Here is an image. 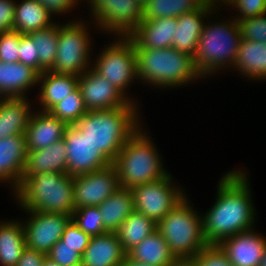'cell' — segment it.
Segmentation results:
<instances>
[{"label":"cell","instance_id":"obj_1","mask_svg":"<svg viewBox=\"0 0 266 266\" xmlns=\"http://www.w3.org/2000/svg\"><path fill=\"white\" fill-rule=\"evenodd\" d=\"M249 192L244 173L235 170L224 175L215 205L202 217L203 237L208 245H218L226 238L252 230L254 208Z\"/></svg>","mask_w":266,"mask_h":266},{"label":"cell","instance_id":"obj_2","mask_svg":"<svg viewBox=\"0 0 266 266\" xmlns=\"http://www.w3.org/2000/svg\"><path fill=\"white\" fill-rule=\"evenodd\" d=\"M136 106L88 111L75 126L112 163L138 130Z\"/></svg>","mask_w":266,"mask_h":266},{"label":"cell","instance_id":"obj_3","mask_svg":"<svg viewBox=\"0 0 266 266\" xmlns=\"http://www.w3.org/2000/svg\"><path fill=\"white\" fill-rule=\"evenodd\" d=\"M26 210L71 215L74 212L73 176L46 172L25 177L15 190Z\"/></svg>","mask_w":266,"mask_h":266},{"label":"cell","instance_id":"obj_4","mask_svg":"<svg viewBox=\"0 0 266 266\" xmlns=\"http://www.w3.org/2000/svg\"><path fill=\"white\" fill-rule=\"evenodd\" d=\"M138 129L123 145L114 165L121 188L132 189L167 176L151 141Z\"/></svg>","mask_w":266,"mask_h":266},{"label":"cell","instance_id":"obj_5","mask_svg":"<svg viewBox=\"0 0 266 266\" xmlns=\"http://www.w3.org/2000/svg\"><path fill=\"white\" fill-rule=\"evenodd\" d=\"M137 77L159 86H180L200 76L193 57L173 47L135 49Z\"/></svg>","mask_w":266,"mask_h":266},{"label":"cell","instance_id":"obj_6","mask_svg":"<svg viewBox=\"0 0 266 266\" xmlns=\"http://www.w3.org/2000/svg\"><path fill=\"white\" fill-rule=\"evenodd\" d=\"M157 230L178 261H190L208 244L203 237L202 218L184 197L162 220Z\"/></svg>","mask_w":266,"mask_h":266},{"label":"cell","instance_id":"obj_7","mask_svg":"<svg viewBox=\"0 0 266 266\" xmlns=\"http://www.w3.org/2000/svg\"><path fill=\"white\" fill-rule=\"evenodd\" d=\"M240 41L241 32L236 20L228 24L204 25L193 56V63L200 77L221 69L226 64L234 65Z\"/></svg>","mask_w":266,"mask_h":266},{"label":"cell","instance_id":"obj_8","mask_svg":"<svg viewBox=\"0 0 266 266\" xmlns=\"http://www.w3.org/2000/svg\"><path fill=\"white\" fill-rule=\"evenodd\" d=\"M89 38L82 23H67L59 27L56 60L50 71L79 76L87 69Z\"/></svg>","mask_w":266,"mask_h":266},{"label":"cell","instance_id":"obj_9","mask_svg":"<svg viewBox=\"0 0 266 266\" xmlns=\"http://www.w3.org/2000/svg\"><path fill=\"white\" fill-rule=\"evenodd\" d=\"M171 184L168 174L158 181L130 189L135 211L158 223L185 197L180 189L172 188Z\"/></svg>","mask_w":266,"mask_h":266},{"label":"cell","instance_id":"obj_10","mask_svg":"<svg viewBox=\"0 0 266 266\" xmlns=\"http://www.w3.org/2000/svg\"><path fill=\"white\" fill-rule=\"evenodd\" d=\"M121 40L102 52L93 70L124 94V89L137 77V66L133 42L128 37Z\"/></svg>","mask_w":266,"mask_h":266},{"label":"cell","instance_id":"obj_11","mask_svg":"<svg viewBox=\"0 0 266 266\" xmlns=\"http://www.w3.org/2000/svg\"><path fill=\"white\" fill-rule=\"evenodd\" d=\"M93 16L104 30L127 37L143 20L137 0H89Z\"/></svg>","mask_w":266,"mask_h":266},{"label":"cell","instance_id":"obj_12","mask_svg":"<svg viewBox=\"0 0 266 266\" xmlns=\"http://www.w3.org/2000/svg\"><path fill=\"white\" fill-rule=\"evenodd\" d=\"M120 188L112 163L94 172L73 176L74 208L99 206Z\"/></svg>","mask_w":266,"mask_h":266},{"label":"cell","instance_id":"obj_13","mask_svg":"<svg viewBox=\"0 0 266 266\" xmlns=\"http://www.w3.org/2000/svg\"><path fill=\"white\" fill-rule=\"evenodd\" d=\"M63 139L66 144L69 176L91 173L111 164L75 125L67 127Z\"/></svg>","mask_w":266,"mask_h":266},{"label":"cell","instance_id":"obj_14","mask_svg":"<svg viewBox=\"0 0 266 266\" xmlns=\"http://www.w3.org/2000/svg\"><path fill=\"white\" fill-rule=\"evenodd\" d=\"M26 211L32 214L31 219L23 226L26 247L47 255L53 245L61 240L72 216L35 210Z\"/></svg>","mask_w":266,"mask_h":266},{"label":"cell","instance_id":"obj_15","mask_svg":"<svg viewBox=\"0 0 266 266\" xmlns=\"http://www.w3.org/2000/svg\"><path fill=\"white\" fill-rule=\"evenodd\" d=\"M78 87L88 111L135 106L134 102L126 99L119 89L95 72L93 68L79 75Z\"/></svg>","mask_w":266,"mask_h":266},{"label":"cell","instance_id":"obj_16","mask_svg":"<svg viewBox=\"0 0 266 266\" xmlns=\"http://www.w3.org/2000/svg\"><path fill=\"white\" fill-rule=\"evenodd\" d=\"M218 246L234 266H259L266 240L248 230L222 240Z\"/></svg>","mask_w":266,"mask_h":266},{"label":"cell","instance_id":"obj_17","mask_svg":"<svg viewBox=\"0 0 266 266\" xmlns=\"http://www.w3.org/2000/svg\"><path fill=\"white\" fill-rule=\"evenodd\" d=\"M177 18L143 19L127 36L135 49H162L172 47Z\"/></svg>","mask_w":266,"mask_h":266},{"label":"cell","instance_id":"obj_18","mask_svg":"<svg viewBox=\"0 0 266 266\" xmlns=\"http://www.w3.org/2000/svg\"><path fill=\"white\" fill-rule=\"evenodd\" d=\"M69 125L57 119L49 111L31 114L25 131L27 151L40 150L60 141Z\"/></svg>","mask_w":266,"mask_h":266},{"label":"cell","instance_id":"obj_19","mask_svg":"<svg viewBox=\"0 0 266 266\" xmlns=\"http://www.w3.org/2000/svg\"><path fill=\"white\" fill-rule=\"evenodd\" d=\"M126 255L117 233L106 232L91 237L81 256V266H119Z\"/></svg>","mask_w":266,"mask_h":266},{"label":"cell","instance_id":"obj_20","mask_svg":"<svg viewBox=\"0 0 266 266\" xmlns=\"http://www.w3.org/2000/svg\"><path fill=\"white\" fill-rule=\"evenodd\" d=\"M213 7L206 1L199 9L180 15L177 18L172 47L194 56L203 30V17L211 13Z\"/></svg>","mask_w":266,"mask_h":266},{"label":"cell","instance_id":"obj_21","mask_svg":"<svg viewBox=\"0 0 266 266\" xmlns=\"http://www.w3.org/2000/svg\"><path fill=\"white\" fill-rule=\"evenodd\" d=\"M27 154L25 134L0 139V180L11 179L16 189L22 181Z\"/></svg>","mask_w":266,"mask_h":266},{"label":"cell","instance_id":"obj_22","mask_svg":"<svg viewBox=\"0 0 266 266\" xmlns=\"http://www.w3.org/2000/svg\"><path fill=\"white\" fill-rule=\"evenodd\" d=\"M46 172L67 173V153L64 139L46 148L28 152L22 180L32 174Z\"/></svg>","mask_w":266,"mask_h":266},{"label":"cell","instance_id":"obj_23","mask_svg":"<svg viewBox=\"0 0 266 266\" xmlns=\"http://www.w3.org/2000/svg\"><path fill=\"white\" fill-rule=\"evenodd\" d=\"M38 80L39 73L30 66L0 61V98H24V91Z\"/></svg>","mask_w":266,"mask_h":266},{"label":"cell","instance_id":"obj_24","mask_svg":"<svg viewBox=\"0 0 266 266\" xmlns=\"http://www.w3.org/2000/svg\"><path fill=\"white\" fill-rule=\"evenodd\" d=\"M25 98L0 99V139L25 133L31 117Z\"/></svg>","mask_w":266,"mask_h":266},{"label":"cell","instance_id":"obj_25","mask_svg":"<svg viewBox=\"0 0 266 266\" xmlns=\"http://www.w3.org/2000/svg\"><path fill=\"white\" fill-rule=\"evenodd\" d=\"M127 255L135 261L154 266H175L179 262L158 230L144 238Z\"/></svg>","mask_w":266,"mask_h":266},{"label":"cell","instance_id":"obj_26","mask_svg":"<svg viewBox=\"0 0 266 266\" xmlns=\"http://www.w3.org/2000/svg\"><path fill=\"white\" fill-rule=\"evenodd\" d=\"M104 228L116 233L126 218L135 210L130 189L120 188L98 206Z\"/></svg>","mask_w":266,"mask_h":266},{"label":"cell","instance_id":"obj_27","mask_svg":"<svg viewBox=\"0 0 266 266\" xmlns=\"http://www.w3.org/2000/svg\"><path fill=\"white\" fill-rule=\"evenodd\" d=\"M78 78L79 76L55 73L50 70L39 74L38 82L43 83L40 93V101L44 109L42 111H49L73 92L78 87Z\"/></svg>","mask_w":266,"mask_h":266},{"label":"cell","instance_id":"obj_28","mask_svg":"<svg viewBox=\"0 0 266 266\" xmlns=\"http://www.w3.org/2000/svg\"><path fill=\"white\" fill-rule=\"evenodd\" d=\"M234 66L252 79L266 78V43L241 39Z\"/></svg>","mask_w":266,"mask_h":266},{"label":"cell","instance_id":"obj_29","mask_svg":"<svg viewBox=\"0 0 266 266\" xmlns=\"http://www.w3.org/2000/svg\"><path fill=\"white\" fill-rule=\"evenodd\" d=\"M47 9L35 0H23L15 5L13 30L20 34H29L53 25Z\"/></svg>","mask_w":266,"mask_h":266},{"label":"cell","instance_id":"obj_30","mask_svg":"<svg viewBox=\"0 0 266 266\" xmlns=\"http://www.w3.org/2000/svg\"><path fill=\"white\" fill-rule=\"evenodd\" d=\"M25 248L23 225L19 222L0 223V265L16 266Z\"/></svg>","mask_w":266,"mask_h":266},{"label":"cell","instance_id":"obj_31","mask_svg":"<svg viewBox=\"0 0 266 266\" xmlns=\"http://www.w3.org/2000/svg\"><path fill=\"white\" fill-rule=\"evenodd\" d=\"M157 230V223L143 213L133 211L116 232L126 253Z\"/></svg>","mask_w":266,"mask_h":266},{"label":"cell","instance_id":"obj_32","mask_svg":"<svg viewBox=\"0 0 266 266\" xmlns=\"http://www.w3.org/2000/svg\"><path fill=\"white\" fill-rule=\"evenodd\" d=\"M207 0H148L143 6V19L180 15L199 9Z\"/></svg>","mask_w":266,"mask_h":266},{"label":"cell","instance_id":"obj_33","mask_svg":"<svg viewBox=\"0 0 266 266\" xmlns=\"http://www.w3.org/2000/svg\"><path fill=\"white\" fill-rule=\"evenodd\" d=\"M59 25H51L45 29L27 34L36 45V53L39 55V74L50 70L56 60L58 47Z\"/></svg>","mask_w":266,"mask_h":266},{"label":"cell","instance_id":"obj_34","mask_svg":"<svg viewBox=\"0 0 266 266\" xmlns=\"http://www.w3.org/2000/svg\"><path fill=\"white\" fill-rule=\"evenodd\" d=\"M49 112L57 119L66 122L68 125H75L88 110L85 107L81 91L77 87L62 101L54 105Z\"/></svg>","mask_w":266,"mask_h":266},{"label":"cell","instance_id":"obj_35","mask_svg":"<svg viewBox=\"0 0 266 266\" xmlns=\"http://www.w3.org/2000/svg\"><path fill=\"white\" fill-rule=\"evenodd\" d=\"M73 222L86 234L98 236L106 233L98 206L81 207L72 213Z\"/></svg>","mask_w":266,"mask_h":266},{"label":"cell","instance_id":"obj_36","mask_svg":"<svg viewBox=\"0 0 266 266\" xmlns=\"http://www.w3.org/2000/svg\"><path fill=\"white\" fill-rule=\"evenodd\" d=\"M241 39L266 43V13L238 21Z\"/></svg>","mask_w":266,"mask_h":266},{"label":"cell","instance_id":"obj_37","mask_svg":"<svg viewBox=\"0 0 266 266\" xmlns=\"http://www.w3.org/2000/svg\"><path fill=\"white\" fill-rule=\"evenodd\" d=\"M190 262L194 266H234L218 245H207Z\"/></svg>","mask_w":266,"mask_h":266},{"label":"cell","instance_id":"obj_38","mask_svg":"<svg viewBox=\"0 0 266 266\" xmlns=\"http://www.w3.org/2000/svg\"><path fill=\"white\" fill-rule=\"evenodd\" d=\"M20 33L10 30L0 33V61L19 62Z\"/></svg>","mask_w":266,"mask_h":266},{"label":"cell","instance_id":"obj_39","mask_svg":"<svg viewBox=\"0 0 266 266\" xmlns=\"http://www.w3.org/2000/svg\"><path fill=\"white\" fill-rule=\"evenodd\" d=\"M47 257L59 266H81V255L76 251V248L64 244L62 240L53 245Z\"/></svg>","mask_w":266,"mask_h":266},{"label":"cell","instance_id":"obj_40","mask_svg":"<svg viewBox=\"0 0 266 266\" xmlns=\"http://www.w3.org/2000/svg\"><path fill=\"white\" fill-rule=\"evenodd\" d=\"M91 236L84 233L74 222L71 220L62 234L61 240L64 244L76 248V251L82 256L87 245L89 244Z\"/></svg>","mask_w":266,"mask_h":266},{"label":"cell","instance_id":"obj_41","mask_svg":"<svg viewBox=\"0 0 266 266\" xmlns=\"http://www.w3.org/2000/svg\"><path fill=\"white\" fill-rule=\"evenodd\" d=\"M19 48V62L39 73V55L36 53V45L27 34H20Z\"/></svg>","mask_w":266,"mask_h":266},{"label":"cell","instance_id":"obj_42","mask_svg":"<svg viewBox=\"0 0 266 266\" xmlns=\"http://www.w3.org/2000/svg\"><path fill=\"white\" fill-rule=\"evenodd\" d=\"M231 5L241 13V17L235 19L237 22L266 13V0H234Z\"/></svg>","mask_w":266,"mask_h":266},{"label":"cell","instance_id":"obj_43","mask_svg":"<svg viewBox=\"0 0 266 266\" xmlns=\"http://www.w3.org/2000/svg\"><path fill=\"white\" fill-rule=\"evenodd\" d=\"M15 2L0 0V33L13 30Z\"/></svg>","mask_w":266,"mask_h":266},{"label":"cell","instance_id":"obj_44","mask_svg":"<svg viewBox=\"0 0 266 266\" xmlns=\"http://www.w3.org/2000/svg\"><path fill=\"white\" fill-rule=\"evenodd\" d=\"M40 2L51 15L52 13H62L71 9L78 0H35Z\"/></svg>","mask_w":266,"mask_h":266},{"label":"cell","instance_id":"obj_45","mask_svg":"<svg viewBox=\"0 0 266 266\" xmlns=\"http://www.w3.org/2000/svg\"><path fill=\"white\" fill-rule=\"evenodd\" d=\"M46 256L41 252L26 247L16 266H42Z\"/></svg>","mask_w":266,"mask_h":266},{"label":"cell","instance_id":"obj_46","mask_svg":"<svg viewBox=\"0 0 266 266\" xmlns=\"http://www.w3.org/2000/svg\"><path fill=\"white\" fill-rule=\"evenodd\" d=\"M119 266H154L147 263H141L138 261L133 260L128 255L124 258V260L120 263Z\"/></svg>","mask_w":266,"mask_h":266},{"label":"cell","instance_id":"obj_47","mask_svg":"<svg viewBox=\"0 0 266 266\" xmlns=\"http://www.w3.org/2000/svg\"><path fill=\"white\" fill-rule=\"evenodd\" d=\"M42 266H59L56 262L51 260L49 257H45Z\"/></svg>","mask_w":266,"mask_h":266},{"label":"cell","instance_id":"obj_48","mask_svg":"<svg viewBox=\"0 0 266 266\" xmlns=\"http://www.w3.org/2000/svg\"><path fill=\"white\" fill-rule=\"evenodd\" d=\"M207 1L211 4L212 7L213 6L215 7V3L214 2H216L217 0H207ZM222 1L225 2V3L227 2L226 4H228V6H229V5H231L233 3L234 0H222Z\"/></svg>","mask_w":266,"mask_h":266},{"label":"cell","instance_id":"obj_49","mask_svg":"<svg viewBox=\"0 0 266 266\" xmlns=\"http://www.w3.org/2000/svg\"><path fill=\"white\" fill-rule=\"evenodd\" d=\"M175 266H194L190 261H179Z\"/></svg>","mask_w":266,"mask_h":266},{"label":"cell","instance_id":"obj_50","mask_svg":"<svg viewBox=\"0 0 266 266\" xmlns=\"http://www.w3.org/2000/svg\"><path fill=\"white\" fill-rule=\"evenodd\" d=\"M259 266H266V247L264 249L263 257L261 259V262H260Z\"/></svg>","mask_w":266,"mask_h":266},{"label":"cell","instance_id":"obj_51","mask_svg":"<svg viewBox=\"0 0 266 266\" xmlns=\"http://www.w3.org/2000/svg\"><path fill=\"white\" fill-rule=\"evenodd\" d=\"M141 6H144L148 0H137Z\"/></svg>","mask_w":266,"mask_h":266}]
</instances>
